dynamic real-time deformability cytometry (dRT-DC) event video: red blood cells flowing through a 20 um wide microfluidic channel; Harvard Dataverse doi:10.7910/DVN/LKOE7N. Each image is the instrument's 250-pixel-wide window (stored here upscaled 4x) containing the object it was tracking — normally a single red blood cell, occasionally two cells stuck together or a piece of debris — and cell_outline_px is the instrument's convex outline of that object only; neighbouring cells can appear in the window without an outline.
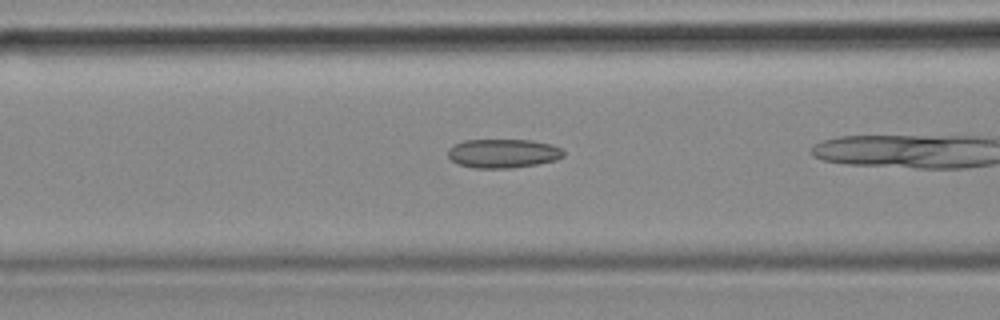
{"species": "common noctule bat (a hibernating species)", "species_latin": "Nyctalus noctula", "temperature_condition": "cold", "stored_images_in_passage": 38, "camera_frame_rate_fps": 3000, "um_per_image_px": 0.085, "animal": {"sex": "female", "body_mass_g": 18.4}, "frame": {"image": 1, "passage_image": 17, "time_ms": 5.333, "image_size_px": [1000, 320], "cell_outline_px": [[564, 156], [556, 160], [536, 164], [512, 168], [472, 168], [460, 164], [452, 160], [448, 156], [448, 148], [464, 140], [532, 140], [548, 144], [560, 148], [564, 152]], "centroid_in_image_um": [42.75, 13.04], "position_along_channel_um": 123.9, "area_um2": 19.36}}